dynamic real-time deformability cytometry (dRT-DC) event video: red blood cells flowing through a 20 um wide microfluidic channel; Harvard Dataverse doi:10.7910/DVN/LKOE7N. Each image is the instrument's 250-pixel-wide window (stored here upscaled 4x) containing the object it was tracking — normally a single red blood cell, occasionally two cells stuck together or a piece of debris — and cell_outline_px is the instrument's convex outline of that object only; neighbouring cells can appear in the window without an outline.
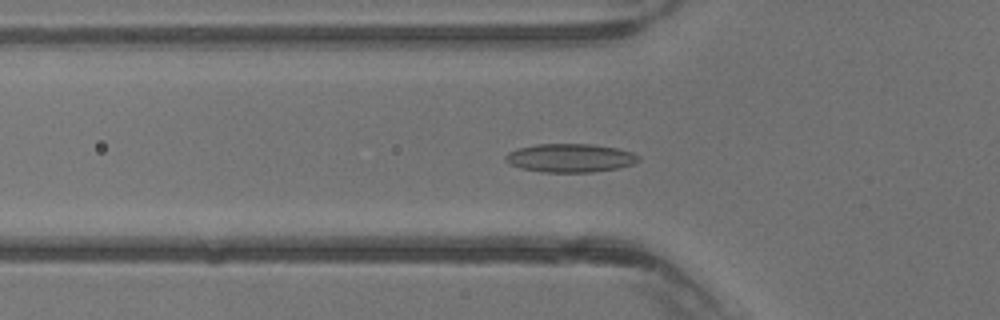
{"species": "common noctule bat (a hibernating species)", "species_latin": "Nyctalus noctula", "temperature_condition": "warm", "stored_images_in_passage": 36, "camera_frame_rate_fps": 3000, "um_per_image_px": 0.085, "animal": {"sex": "male", "body_mass_g": 13.3}, "frame": {"image": 1, "passage_image": 10, "time_ms": 3.0, "image_size_px": [1000, 320], "cell_outline_px": [[640, 160], [632, 164], [620, 168], [592, 172], [544, 172], [520, 168], [508, 164], [504, 160], [504, 156], [508, 152], [520, 148], [536, 144], [592, 144], [616, 148], [632, 152], [640, 156]], "centroid_in_image_um": [48.46, 13.43], "position_along_channel_um": 77.3, "area_um2": 22.2}}
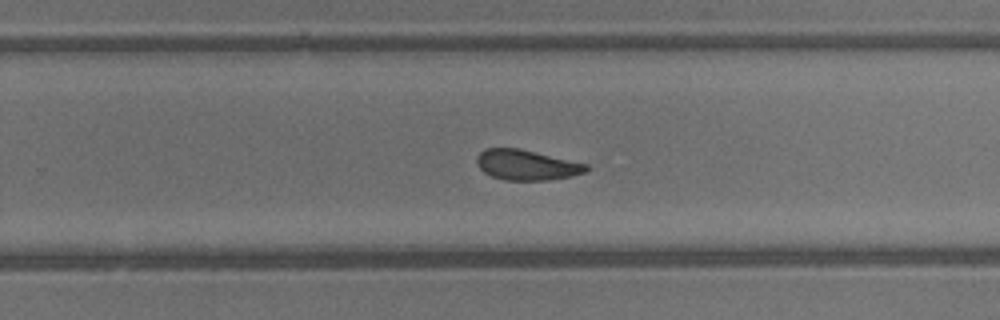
{"frame": {"image": 2, "passage_image": 22, "time_ms": 7.0, "image_size_px": [1000, 320], "cell_outline_px": [[588, 168], [584, 172], [572, 176], [548, 180], [504, 180], [492, 176], [484, 172], [476, 164], [476, 156], [484, 148], [520, 148], [588, 164]], "centroid_in_image_um": [44.73, 14.01], "position_along_channel_um": 285.1, "area_um2": 19.36}}
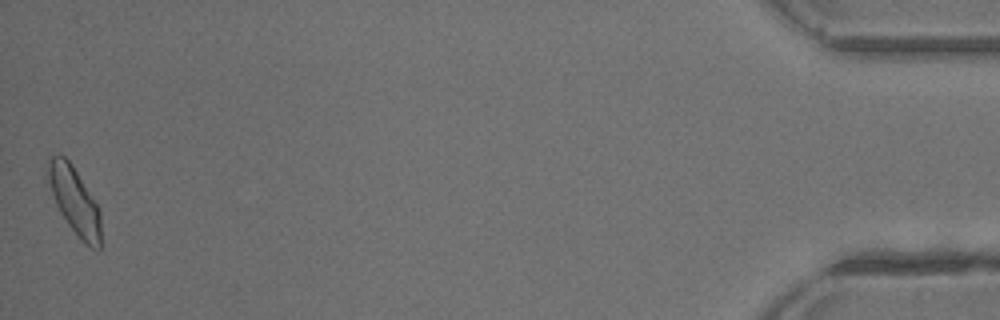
{"frame": {"image": 3, "passage_image": 36, "time_ms": 11.667, "image_size_px": [1000, 320], "cell_outline_px": [[100, 248], [96, 252], [84, 244], [80, 240], [68, 224], [60, 212], [56, 204], [48, 180], [48, 164], [52, 156], [64, 156], [72, 164], [100, 208]], "centroid_in_image_um": [6.38, 17.13], "position_along_channel_um": 428.8, "area_um2": 20.52}}